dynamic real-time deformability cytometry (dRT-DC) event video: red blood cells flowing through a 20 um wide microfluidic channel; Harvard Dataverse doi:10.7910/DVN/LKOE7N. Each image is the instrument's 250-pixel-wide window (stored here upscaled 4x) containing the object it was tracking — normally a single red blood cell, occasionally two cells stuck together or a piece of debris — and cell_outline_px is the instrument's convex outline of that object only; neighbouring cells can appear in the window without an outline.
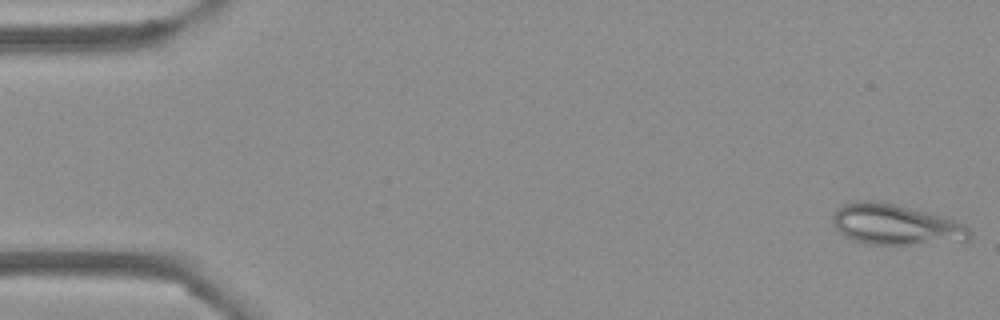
{"species": "Egyptian fruit bat (a non-hibernating species)", "species_latin": "Rousettus aegyptiacus", "temperature_condition": "cold", "stored_images_in_passage": 53, "camera_frame_rate_fps": 3000, "um_per_image_px": 0.085, "frame": {"image": 1, "passage_image": 1, "time_ms": 0.0, "image_size_px": [1000, 320], "cell_outline_px": [[972, 236], [968, 240], [908, 244], [868, 244], [852, 240], [844, 236], [832, 224], [832, 212], [844, 204], [856, 200], [884, 200], [928, 212], [964, 224], [972, 232]], "centroid_in_image_um": [76.06, 19.06], "position_along_channel_um": 8.9, "area_um2": 32.6}}
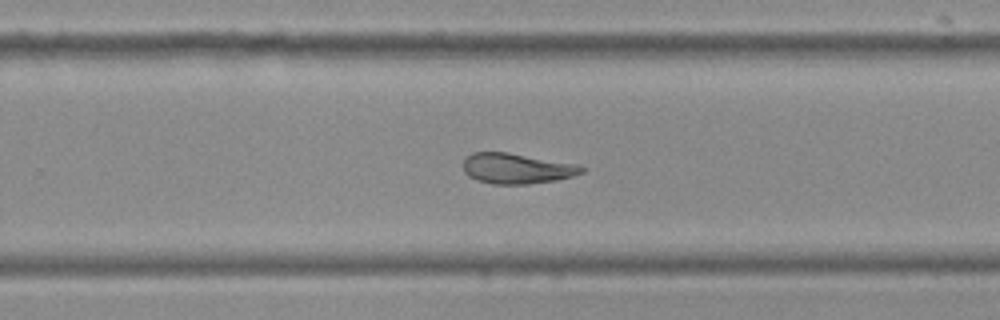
{"frame": {"image": 2, "passage_image": 34, "time_ms": 11.0, "image_size_px": [1000, 320], "cell_outline_px": [[584, 172], [572, 176], [556, 180], [528, 184], [492, 184], [476, 180], [468, 176], [464, 172], [464, 160], [472, 152], [508, 152], [580, 164], [584, 168]], "centroid_in_image_um": [43.94, 14.32], "position_along_channel_um": 285.9, "area_um2": 21.15}}
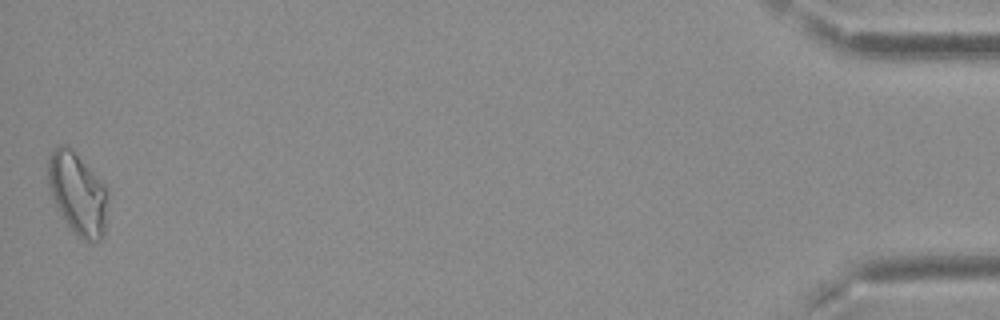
{"frame": {"image": 3, "passage_image": 53, "time_ms": 17.333, "image_size_px": [1000, 320], "cell_outline_px": [[108, 196], [104, 236], [100, 240], [84, 240], [76, 236], [68, 228], [60, 216], [56, 208], [48, 184], [48, 160], [52, 152], [60, 144], [68, 144], [92, 168], [104, 184]], "centroid_in_image_um": [6.6, 16.45], "position_along_channel_um": 428.6, "area_um2": 29.13}}